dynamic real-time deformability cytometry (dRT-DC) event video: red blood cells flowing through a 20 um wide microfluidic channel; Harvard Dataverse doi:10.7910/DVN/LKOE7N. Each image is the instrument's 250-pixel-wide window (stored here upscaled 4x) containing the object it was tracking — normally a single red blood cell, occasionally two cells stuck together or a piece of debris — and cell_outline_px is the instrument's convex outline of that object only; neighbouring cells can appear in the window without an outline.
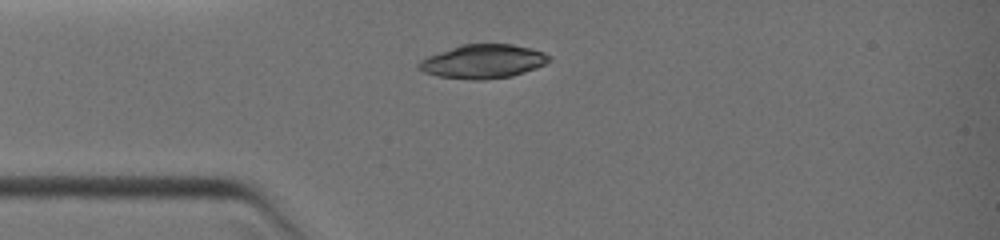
{"species": "common noctule bat (a hibernating species)", "species_latin": "Nyctalus noctula", "temperature_condition": "warm", "stored_images_in_passage": 6, "camera_frame_rate_fps": 3000, "um_per_image_px": 0.085, "animal": {"sex": "female", "body_mass_g": 19.0, "forearm_length_mm": 51.5}, "frame": {"image": 1, "passage_image": 1, "time_ms": 0.0, "image_size_px": [1000, 240], "cell_outline_px": [[552, 60], [536, 68], [512, 76], [484, 80], [472, 80], [436, 76], [424, 72], [416, 68], [416, 64], [420, 60], [428, 56], [460, 44], [512, 44], [532, 48], [544, 52], [552, 56]], "centroid_in_image_um": [41.06, 5.22], "position_along_channel_um": 43.9, "area_um2": 26.01}}
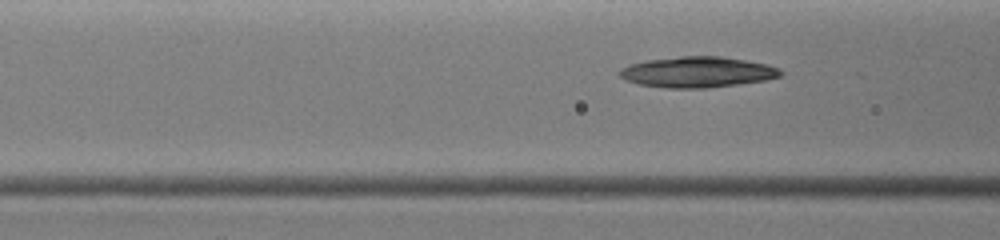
{"frame": {"image": 2, "passage_image": 6, "time_ms": 1.667, "image_size_px": [1000, 240], "cell_outline_px": [[784, 72], [780, 76], [768, 80], [740, 84], [704, 88], [668, 88], [640, 84], [624, 80], [616, 72], [620, 68], [632, 64], [648, 60], [680, 56], [720, 56], [768, 64], [780, 68]], "centroid_in_image_um": [59.31, 6.13], "position_along_channel_um": 107.3, "area_um2": 28.96}}